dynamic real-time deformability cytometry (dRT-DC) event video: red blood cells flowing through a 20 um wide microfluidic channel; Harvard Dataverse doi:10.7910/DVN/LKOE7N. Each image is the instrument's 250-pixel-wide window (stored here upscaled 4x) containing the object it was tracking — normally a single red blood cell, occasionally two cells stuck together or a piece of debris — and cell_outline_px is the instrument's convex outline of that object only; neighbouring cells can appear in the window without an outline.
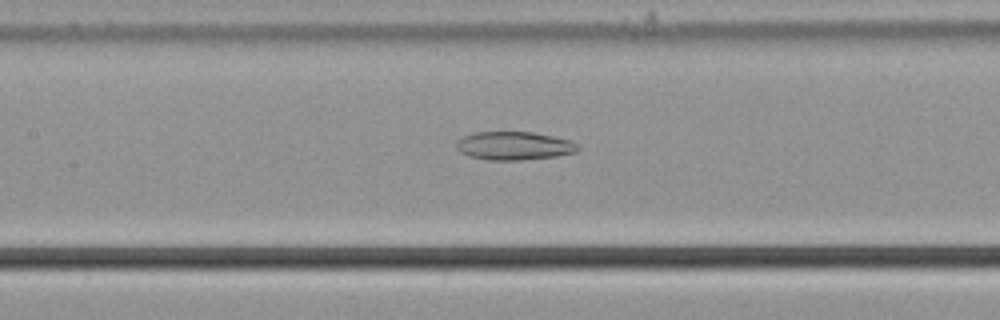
{"species": "common noctule bat (a hibernating species)", "species_latin": "Nyctalus noctula", "temperature_condition": "cold", "stored_images_in_passage": 46, "camera_frame_rate_fps": 3000, "um_per_image_px": 0.085, "animal": {"sex": "male", "body_mass_g": 21.5, "forearm_length_mm": 52.0}, "frame": {"image": 1, "passage_image": 17, "time_ms": 5.333, "image_size_px": [1000, 320], "cell_outline_px": [[580, 148], [576, 152], [556, 156], [520, 160], [488, 160], [468, 156], [460, 152], [456, 148], [456, 144], [464, 136], [472, 132], [532, 132], [572, 140]], "centroid_in_image_um": [43.69, 12.39], "position_along_channel_um": 163.7, "area_um2": 20.06}}
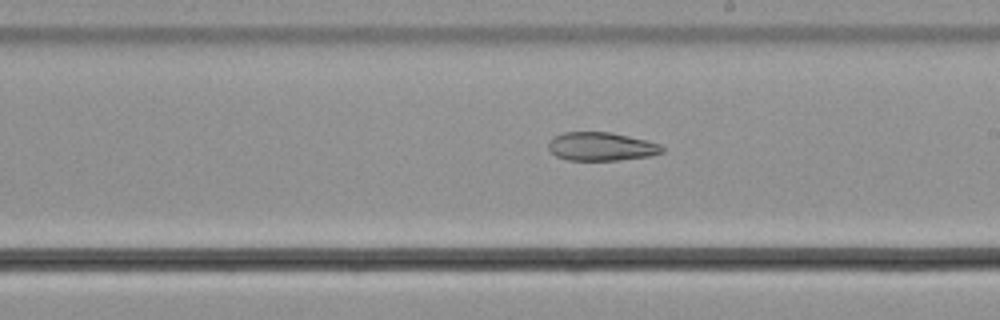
{"frame": {"image": 2, "passage_image": 23, "time_ms": 7.333, "image_size_px": [1000, 320], "cell_outline_px": [[664, 152], [648, 156], [620, 160], [568, 160], [556, 156], [548, 148], [548, 144], [556, 136], [564, 132], [612, 132], [660, 144], [664, 148]], "centroid_in_image_um": [51.12, 12.46], "position_along_channel_um": 237.9, "area_um2": 18.67}}
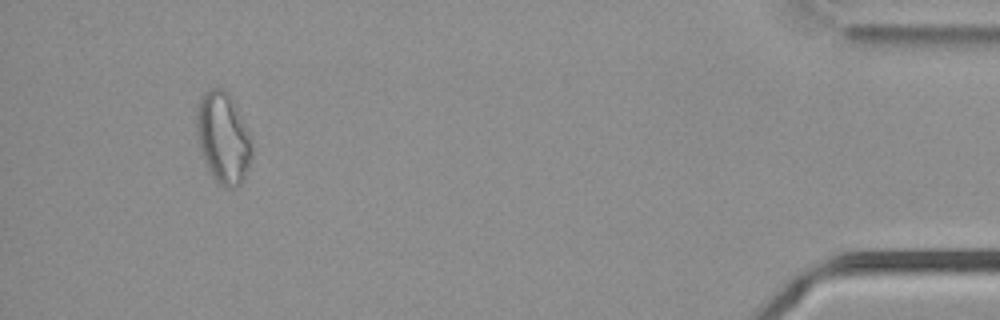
{"frame": {"image": 3, "passage_image": 43, "time_ms": 14.0, "image_size_px": [1000, 320], "cell_outline_px": [[252, 160], [240, 184], [232, 188], [224, 188], [212, 176], [204, 160], [200, 148], [196, 132], [196, 104], [200, 96], [208, 88], [220, 88], [228, 92], [252, 136]], "centroid_in_image_um": [18.96, 11.69], "position_along_channel_um": 416.2, "area_um2": 29.71}}